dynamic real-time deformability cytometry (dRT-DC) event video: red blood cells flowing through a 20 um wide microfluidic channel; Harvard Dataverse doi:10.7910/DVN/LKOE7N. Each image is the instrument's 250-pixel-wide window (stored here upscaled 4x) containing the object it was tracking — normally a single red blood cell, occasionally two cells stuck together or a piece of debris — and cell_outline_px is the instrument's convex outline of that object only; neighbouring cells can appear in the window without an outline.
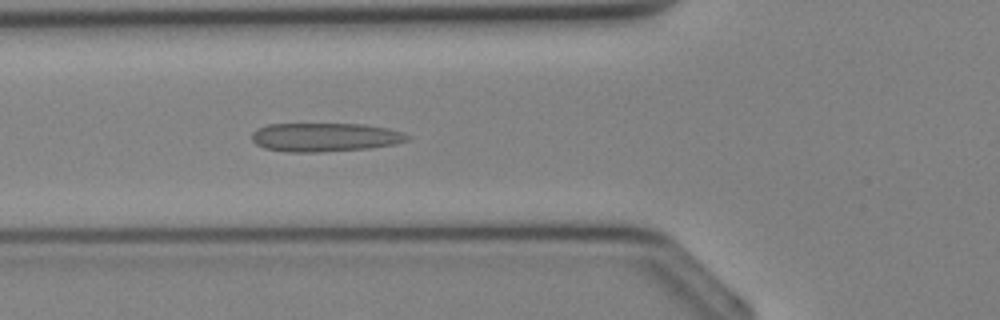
{"species": "Egyptian fruit bat (a non-hibernating species)", "species_latin": "Rousettus aegyptiacus", "temperature_condition": "cold", "stored_images_in_passage": 26, "camera_frame_rate_fps": 3000, "um_per_image_px": 0.085, "animal": {"sex": "female"}, "frame": {"image": 1, "passage_image": 3, "time_ms": 0.667, "image_size_px": [1000, 320], "cell_outline_px": [[412, 136], [408, 140], [392, 144], [368, 148], [320, 152], [284, 152], [264, 148], [256, 144], [252, 140], [252, 132], [256, 128], [268, 124], [364, 124], [388, 128], [404, 132]], "centroid_in_image_um": [27.6, 11.66], "position_along_channel_um": 98.2, "area_um2": 26.18}}
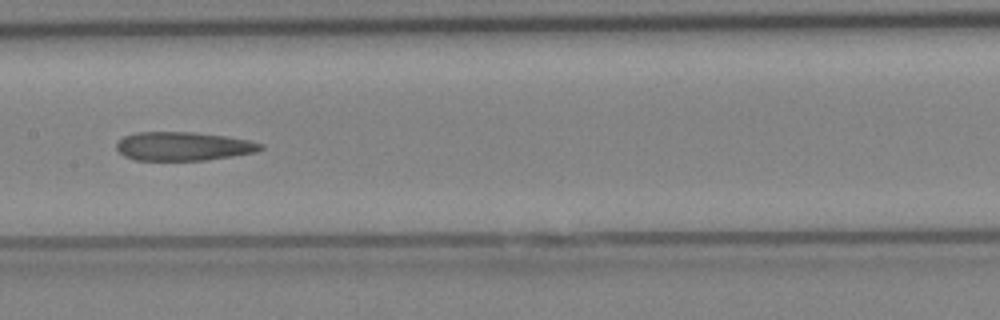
{"frame": {"image": 2, "passage_image": 8, "time_ms": 2.333, "image_size_px": [1000, 320], "cell_outline_px": [[264, 148], [256, 152], [232, 156], [204, 160], [136, 160], [124, 156], [116, 148], [116, 144], [124, 136], [136, 132], [192, 132], [224, 136], [248, 140], [264, 144]], "centroid_in_image_um": [15.58, 12.43], "position_along_channel_um": 191.8, "area_um2": 23.99}}
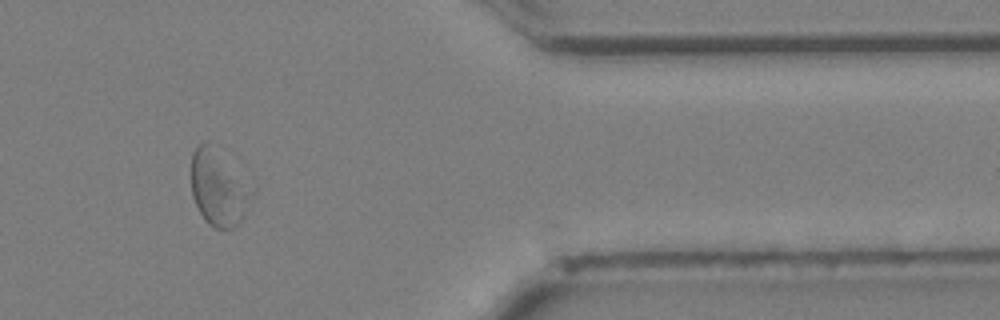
{"frame": {"image": 3, "passage_image": 20, "time_ms": 6.333, "image_size_px": [1000, 320], "cell_outline_px": [[256, 192], [244, 216], [232, 228], [216, 228], [208, 224], [204, 220], [192, 196], [192, 152], [200, 144], [204, 144], [256, 184]], "centroid_in_image_um": [18.67, 16.07], "position_along_channel_um": 392.7, "area_um2": 26.47}}